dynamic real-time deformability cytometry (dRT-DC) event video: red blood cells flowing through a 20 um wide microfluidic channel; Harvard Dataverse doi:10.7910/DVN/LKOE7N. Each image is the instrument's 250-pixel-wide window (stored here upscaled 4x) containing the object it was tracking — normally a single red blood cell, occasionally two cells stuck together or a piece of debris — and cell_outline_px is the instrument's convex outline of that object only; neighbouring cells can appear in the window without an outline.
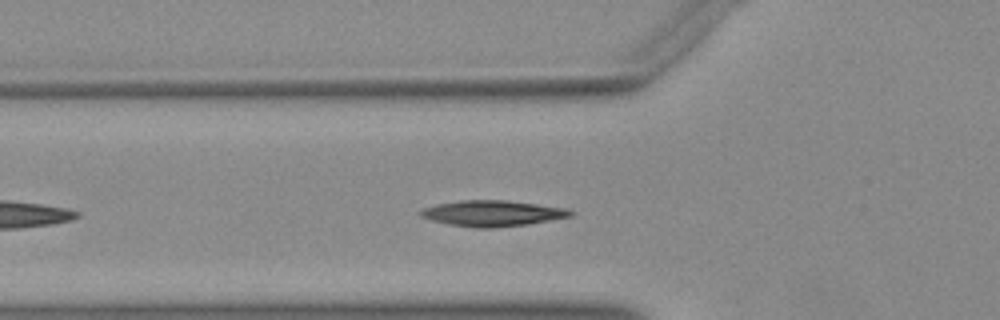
{"species": "Egyptian fruit bat (a non-hibernating species)", "species_latin": "Rousettus aegyptiacus", "temperature_condition": "warm", "stored_images_in_passage": 35, "camera_frame_rate_fps": 3000, "um_per_image_px": 0.085, "animal": {"sex": "female"}, "frame": {"image": 1, "passage_image": 6, "time_ms": 1.667, "image_size_px": [1000, 320], "cell_outline_px": [[576, 212], [572, 216], [528, 224], [492, 228], [476, 228], [448, 224], [432, 220], [420, 216], [420, 212], [424, 208], [436, 204], [460, 200], [504, 200], [536, 204], [564, 208]], "centroid_in_image_um": [41.85, 18.13], "position_along_channel_um": 83.9, "area_um2": 22.43}}
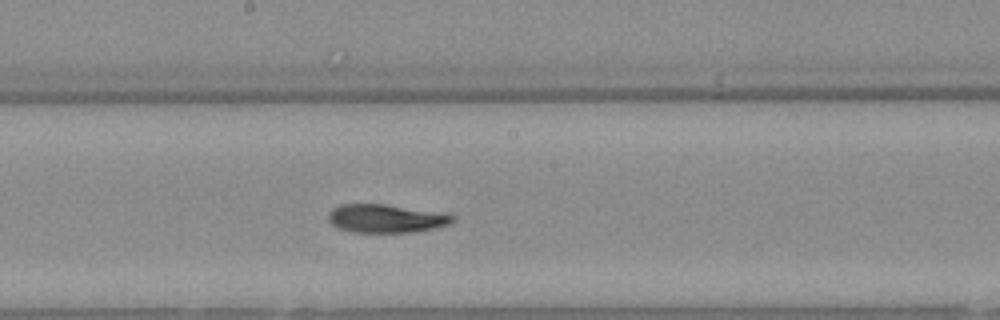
{"frame": {"image": 2, "passage_image": 16, "time_ms": 5.0, "image_size_px": [1000, 320], "cell_outline_px": [[456, 220], [448, 224], [436, 228], [416, 232], [352, 232], [340, 228], [332, 224], [328, 220], [328, 212], [332, 208], [340, 204], [384, 204], [444, 212], [456, 216]], "centroid_in_image_um": [32.85, 18.56], "position_along_channel_um": 215.3, "area_um2": 20.81}}
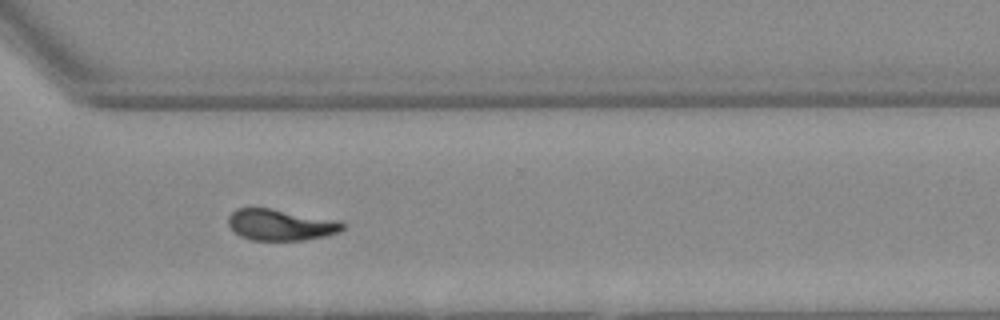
{"frame": {"image": 3, "passage_image": 26, "time_ms": 8.333, "image_size_px": [1000, 320], "cell_outline_px": [[344, 228], [340, 232], [324, 236], [304, 240], [252, 240], [240, 236], [228, 224], [228, 216], [236, 208], [268, 208], [340, 220], [344, 224]], "centroid_in_image_um": [23.87, 19.11], "position_along_channel_um": 346.7, "area_um2": 20.75}}